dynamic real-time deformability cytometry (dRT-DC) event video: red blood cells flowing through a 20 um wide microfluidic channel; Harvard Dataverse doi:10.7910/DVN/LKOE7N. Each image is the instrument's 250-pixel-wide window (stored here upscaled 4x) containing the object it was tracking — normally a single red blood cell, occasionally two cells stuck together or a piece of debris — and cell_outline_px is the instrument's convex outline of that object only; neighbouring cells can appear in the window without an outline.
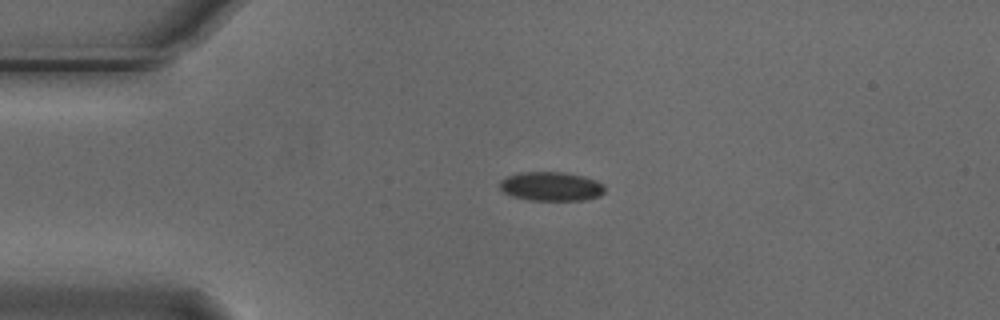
{"species": "Egyptian fruit bat (a non-hibernating species)", "species_latin": "Rousettus aegyptiacus", "temperature_condition": "cold", "stored_images_in_passage": 4, "camera_frame_rate_fps": 3000, "um_per_image_px": 0.085, "animal": {"sex": "male"}, "frame": {"image": 1, "passage_image": 3, "time_ms": 0.667, "image_size_px": [1000, 320], "cell_outline_px": [[604, 192], [600, 196], [584, 200], [528, 200], [512, 196], [504, 192], [500, 188], [500, 180], [508, 176], [520, 172], [564, 172], [584, 176], [596, 180], [604, 184]], "centroid_in_image_um": [46.86, 15.84], "position_along_channel_um": 38.1, "area_um2": 17.86}}